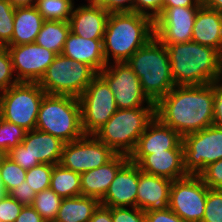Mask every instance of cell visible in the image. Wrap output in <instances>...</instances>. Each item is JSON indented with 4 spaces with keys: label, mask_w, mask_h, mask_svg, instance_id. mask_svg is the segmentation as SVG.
<instances>
[{
    "label": "cell",
    "mask_w": 222,
    "mask_h": 222,
    "mask_svg": "<svg viewBox=\"0 0 222 222\" xmlns=\"http://www.w3.org/2000/svg\"><path fill=\"white\" fill-rule=\"evenodd\" d=\"M216 82L175 86L155 104V116L181 137L214 123Z\"/></svg>",
    "instance_id": "cell-1"
},
{
    "label": "cell",
    "mask_w": 222,
    "mask_h": 222,
    "mask_svg": "<svg viewBox=\"0 0 222 222\" xmlns=\"http://www.w3.org/2000/svg\"><path fill=\"white\" fill-rule=\"evenodd\" d=\"M175 86L206 85L222 80V54L194 41L164 44Z\"/></svg>",
    "instance_id": "cell-2"
},
{
    "label": "cell",
    "mask_w": 222,
    "mask_h": 222,
    "mask_svg": "<svg viewBox=\"0 0 222 222\" xmlns=\"http://www.w3.org/2000/svg\"><path fill=\"white\" fill-rule=\"evenodd\" d=\"M152 37L154 21L150 17L136 12L109 13L102 41L106 63L126 62Z\"/></svg>",
    "instance_id": "cell-3"
},
{
    "label": "cell",
    "mask_w": 222,
    "mask_h": 222,
    "mask_svg": "<svg viewBox=\"0 0 222 222\" xmlns=\"http://www.w3.org/2000/svg\"><path fill=\"white\" fill-rule=\"evenodd\" d=\"M148 99L156 104L175 87L166 46L155 36L126 61Z\"/></svg>",
    "instance_id": "cell-4"
},
{
    "label": "cell",
    "mask_w": 222,
    "mask_h": 222,
    "mask_svg": "<svg viewBox=\"0 0 222 222\" xmlns=\"http://www.w3.org/2000/svg\"><path fill=\"white\" fill-rule=\"evenodd\" d=\"M155 117V107L117 109L93 135L116 154L130 156L138 139Z\"/></svg>",
    "instance_id": "cell-5"
},
{
    "label": "cell",
    "mask_w": 222,
    "mask_h": 222,
    "mask_svg": "<svg viewBox=\"0 0 222 222\" xmlns=\"http://www.w3.org/2000/svg\"><path fill=\"white\" fill-rule=\"evenodd\" d=\"M64 143L82 138L81 107L77 97L46 94L41 102L36 128Z\"/></svg>",
    "instance_id": "cell-6"
},
{
    "label": "cell",
    "mask_w": 222,
    "mask_h": 222,
    "mask_svg": "<svg viewBox=\"0 0 222 222\" xmlns=\"http://www.w3.org/2000/svg\"><path fill=\"white\" fill-rule=\"evenodd\" d=\"M97 74L86 63L58 54L38 84L46 94L79 98Z\"/></svg>",
    "instance_id": "cell-7"
},
{
    "label": "cell",
    "mask_w": 222,
    "mask_h": 222,
    "mask_svg": "<svg viewBox=\"0 0 222 222\" xmlns=\"http://www.w3.org/2000/svg\"><path fill=\"white\" fill-rule=\"evenodd\" d=\"M45 91L38 82H19L0 93V117L30 131L36 128Z\"/></svg>",
    "instance_id": "cell-8"
},
{
    "label": "cell",
    "mask_w": 222,
    "mask_h": 222,
    "mask_svg": "<svg viewBox=\"0 0 222 222\" xmlns=\"http://www.w3.org/2000/svg\"><path fill=\"white\" fill-rule=\"evenodd\" d=\"M184 169L199 175L209 164L222 159V127L212 124L182 137Z\"/></svg>",
    "instance_id": "cell-9"
},
{
    "label": "cell",
    "mask_w": 222,
    "mask_h": 222,
    "mask_svg": "<svg viewBox=\"0 0 222 222\" xmlns=\"http://www.w3.org/2000/svg\"><path fill=\"white\" fill-rule=\"evenodd\" d=\"M78 99L81 107V125L85 135H93L117 111L113 92L99 73Z\"/></svg>",
    "instance_id": "cell-10"
},
{
    "label": "cell",
    "mask_w": 222,
    "mask_h": 222,
    "mask_svg": "<svg viewBox=\"0 0 222 222\" xmlns=\"http://www.w3.org/2000/svg\"><path fill=\"white\" fill-rule=\"evenodd\" d=\"M208 186L199 175L172 181L169 208L185 222H202Z\"/></svg>",
    "instance_id": "cell-11"
},
{
    "label": "cell",
    "mask_w": 222,
    "mask_h": 222,
    "mask_svg": "<svg viewBox=\"0 0 222 222\" xmlns=\"http://www.w3.org/2000/svg\"><path fill=\"white\" fill-rule=\"evenodd\" d=\"M99 74L110 86L117 109L155 107L142 91L138 76L126 62L107 64Z\"/></svg>",
    "instance_id": "cell-12"
},
{
    "label": "cell",
    "mask_w": 222,
    "mask_h": 222,
    "mask_svg": "<svg viewBox=\"0 0 222 222\" xmlns=\"http://www.w3.org/2000/svg\"><path fill=\"white\" fill-rule=\"evenodd\" d=\"M116 153L94 135L64 144L59 164L77 173L101 167L109 162Z\"/></svg>",
    "instance_id": "cell-13"
},
{
    "label": "cell",
    "mask_w": 222,
    "mask_h": 222,
    "mask_svg": "<svg viewBox=\"0 0 222 222\" xmlns=\"http://www.w3.org/2000/svg\"><path fill=\"white\" fill-rule=\"evenodd\" d=\"M201 6L163 7L154 20V36L163 44L191 41L194 21Z\"/></svg>",
    "instance_id": "cell-14"
},
{
    "label": "cell",
    "mask_w": 222,
    "mask_h": 222,
    "mask_svg": "<svg viewBox=\"0 0 222 222\" xmlns=\"http://www.w3.org/2000/svg\"><path fill=\"white\" fill-rule=\"evenodd\" d=\"M19 82H39L57 54L36 43L6 45Z\"/></svg>",
    "instance_id": "cell-15"
},
{
    "label": "cell",
    "mask_w": 222,
    "mask_h": 222,
    "mask_svg": "<svg viewBox=\"0 0 222 222\" xmlns=\"http://www.w3.org/2000/svg\"><path fill=\"white\" fill-rule=\"evenodd\" d=\"M164 150H183L182 137L155 116L139 137L129 160L137 164L145 155Z\"/></svg>",
    "instance_id": "cell-16"
},
{
    "label": "cell",
    "mask_w": 222,
    "mask_h": 222,
    "mask_svg": "<svg viewBox=\"0 0 222 222\" xmlns=\"http://www.w3.org/2000/svg\"><path fill=\"white\" fill-rule=\"evenodd\" d=\"M138 165L130 160L117 172L100 204L106 207H136Z\"/></svg>",
    "instance_id": "cell-17"
},
{
    "label": "cell",
    "mask_w": 222,
    "mask_h": 222,
    "mask_svg": "<svg viewBox=\"0 0 222 222\" xmlns=\"http://www.w3.org/2000/svg\"><path fill=\"white\" fill-rule=\"evenodd\" d=\"M172 180L145 173L138 166L136 207L153 212L169 208Z\"/></svg>",
    "instance_id": "cell-18"
},
{
    "label": "cell",
    "mask_w": 222,
    "mask_h": 222,
    "mask_svg": "<svg viewBox=\"0 0 222 222\" xmlns=\"http://www.w3.org/2000/svg\"><path fill=\"white\" fill-rule=\"evenodd\" d=\"M108 17L109 12L100 5H74L70 32L86 39H103Z\"/></svg>",
    "instance_id": "cell-19"
},
{
    "label": "cell",
    "mask_w": 222,
    "mask_h": 222,
    "mask_svg": "<svg viewBox=\"0 0 222 222\" xmlns=\"http://www.w3.org/2000/svg\"><path fill=\"white\" fill-rule=\"evenodd\" d=\"M129 161V156L116 154L101 167L80 174L81 195L101 201L107 193L110 183L117 172Z\"/></svg>",
    "instance_id": "cell-20"
},
{
    "label": "cell",
    "mask_w": 222,
    "mask_h": 222,
    "mask_svg": "<svg viewBox=\"0 0 222 222\" xmlns=\"http://www.w3.org/2000/svg\"><path fill=\"white\" fill-rule=\"evenodd\" d=\"M21 143L30 155L31 168L40 163L59 164L65 144L61 139L37 129L27 131Z\"/></svg>",
    "instance_id": "cell-21"
},
{
    "label": "cell",
    "mask_w": 222,
    "mask_h": 222,
    "mask_svg": "<svg viewBox=\"0 0 222 222\" xmlns=\"http://www.w3.org/2000/svg\"><path fill=\"white\" fill-rule=\"evenodd\" d=\"M140 170L158 177L176 180L187 176L183 150H164L145 155L138 163Z\"/></svg>",
    "instance_id": "cell-22"
},
{
    "label": "cell",
    "mask_w": 222,
    "mask_h": 222,
    "mask_svg": "<svg viewBox=\"0 0 222 222\" xmlns=\"http://www.w3.org/2000/svg\"><path fill=\"white\" fill-rule=\"evenodd\" d=\"M102 41L103 39H86L70 32L62 54L72 60L86 63L99 73L107 65Z\"/></svg>",
    "instance_id": "cell-23"
},
{
    "label": "cell",
    "mask_w": 222,
    "mask_h": 222,
    "mask_svg": "<svg viewBox=\"0 0 222 222\" xmlns=\"http://www.w3.org/2000/svg\"><path fill=\"white\" fill-rule=\"evenodd\" d=\"M191 41L213 47L222 54V13L201 6L194 21Z\"/></svg>",
    "instance_id": "cell-24"
},
{
    "label": "cell",
    "mask_w": 222,
    "mask_h": 222,
    "mask_svg": "<svg viewBox=\"0 0 222 222\" xmlns=\"http://www.w3.org/2000/svg\"><path fill=\"white\" fill-rule=\"evenodd\" d=\"M44 21L35 6L16 7L14 13V31L12 39L7 45L35 43Z\"/></svg>",
    "instance_id": "cell-25"
},
{
    "label": "cell",
    "mask_w": 222,
    "mask_h": 222,
    "mask_svg": "<svg viewBox=\"0 0 222 222\" xmlns=\"http://www.w3.org/2000/svg\"><path fill=\"white\" fill-rule=\"evenodd\" d=\"M100 201L88 196L63 198L54 222H89Z\"/></svg>",
    "instance_id": "cell-26"
},
{
    "label": "cell",
    "mask_w": 222,
    "mask_h": 222,
    "mask_svg": "<svg viewBox=\"0 0 222 222\" xmlns=\"http://www.w3.org/2000/svg\"><path fill=\"white\" fill-rule=\"evenodd\" d=\"M69 33V21L45 20L35 43L57 55L62 54Z\"/></svg>",
    "instance_id": "cell-27"
},
{
    "label": "cell",
    "mask_w": 222,
    "mask_h": 222,
    "mask_svg": "<svg viewBox=\"0 0 222 222\" xmlns=\"http://www.w3.org/2000/svg\"><path fill=\"white\" fill-rule=\"evenodd\" d=\"M49 188L62 198L81 196L80 173L54 165Z\"/></svg>",
    "instance_id": "cell-28"
},
{
    "label": "cell",
    "mask_w": 222,
    "mask_h": 222,
    "mask_svg": "<svg viewBox=\"0 0 222 222\" xmlns=\"http://www.w3.org/2000/svg\"><path fill=\"white\" fill-rule=\"evenodd\" d=\"M74 0H37L35 7L44 20L69 21Z\"/></svg>",
    "instance_id": "cell-29"
},
{
    "label": "cell",
    "mask_w": 222,
    "mask_h": 222,
    "mask_svg": "<svg viewBox=\"0 0 222 222\" xmlns=\"http://www.w3.org/2000/svg\"><path fill=\"white\" fill-rule=\"evenodd\" d=\"M62 197L52 189L38 192L34 197L32 207L41 215L46 222H54L58 214Z\"/></svg>",
    "instance_id": "cell-30"
},
{
    "label": "cell",
    "mask_w": 222,
    "mask_h": 222,
    "mask_svg": "<svg viewBox=\"0 0 222 222\" xmlns=\"http://www.w3.org/2000/svg\"><path fill=\"white\" fill-rule=\"evenodd\" d=\"M26 171L7 155L1 160L0 180L6 194L25 181Z\"/></svg>",
    "instance_id": "cell-31"
},
{
    "label": "cell",
    "mask_w": 222,
    "mask_h": 222,
    "mask_svg": "<svg viewBox=\"0 0 222 222\" xmlns=\"http://www.w3.org/2000/svg\"><path fill=\"white\" fill-rule=\"evenodd\" d=\"M27 130L0 117V150L7 154L25 138Z\"/></svg>",
    "instance_id": "cell-32"
},
{
    "label": "cell",
    "mask_w": 222,
    "mask_h": 222,
    "mask_svg": "<svg viewBox=\"0 0 222 222\" xmlns=\"http://www.w3.org/2000/svg\"><path fill=\"white\" fill-rule=\"evenodd\" d=\"M51 164H39L26 171L25 180L28 186L36 193L49 189L53 171Z\"/></svg>",
    "instance_id": "cell-33"
},
{
    "label": "cell",
    "mask_w": 222,
    "mask_h": 222,
    "mask_svg": "<svg viewBox=\"0 0 222 222\" xmlns=\"http://www.w3.org/2000/svg\"><path fill=\"white\" fill-rule=\"evenodd\" d=\"M15 7L8 0H0V47L12 39Z\"/></svg>",
    "instance_id": "cell-34"
},
{
    "label": "cell",
    "mask_w": 222,
    "mask_h": 222,
    "mask_svg": "<svg viewBox=\"0 0 222 222\" xmlns=\"http://www.w3.org/2000/svg\"><path fill=\"white\" fill-rule=\"evenodd\" d=\"M202 222H222V190L208 188Z\"/></svg>",
    "instance_id": "cell-35"
},
{
    "label": "cell",
    "mask_w": 222,
    "mask_h": 222,
    "mask_svg": "<svg viewBox=\"0 0 222 222\" xmlns=\"http://www.w3.org/2000/svg\"><path fill=\"white\" fill-rule=\"evenodd\" d=\"M17 83L10 53L7 47H0V93Z\"/></svg>",
    "instance_id": "cell-36"
},
{
    "label": "cell",
    "mask_w": 222,
    "mask_h": 222,
    "mask_svg": "<svg viewBox=\"0 0 222 222\" xmlns=\"http://www.w3.org/2000/svg\"><path fill=\"white\" fill-rule=\"evenodd\" d=\"M112 222H145V211L137 207H111Z\"/></svg>",
    "instance_id": "cell-37"
},
{
    "label": "cell",
    "mask_w": 222,
    "mask_h": 222,
    "mask_svg": "<svg viewBox=\"0 0 222 222\" xmlns=\"http://www.w3.org/2000/svg\"><path fill=\"white\" fill-rule=\"evenodd\" d=\"M199 176L208 188L222 190V159L209 164Z\"/></svg>",
    "instance_id": "cell-38"
},
{
    "label": "cell",
    "mask_w": 222,
    "mask_h": 222,
    "mask_svg": "<svg viewBox=\"0 0 222 222\" xmlns=\"http://www.w3.org/2000/svg\"><path fill=\"white\" fill-rule=\"evenodd\" d=\"M23 206L6 194L0 199V222H15Z\"/></svg>",
    "instance_id": "cell-39"
},
{
    "label": "cell",
    "mask_w": 222,
    "mask_h": 222,
    "mask_svg": "<svg viewBox=\"0 0 222 222\" xmlns=\"http://www.w3.org/2000/svg\"><path fill=\"white\" fill-rule=\"evenodd\" d=\"M163 10V0H133V12L150 17L153 21Z\"/></svg>",
    "instance_id": "cell-40"
},
{
    "label": "cell",
    "mask_w": 222,
    "mask_h": 222,
    "mask_svg": "<svg viewBox=\"0 0 222 222\" xmlns=\"http://www.w3.org/2000/svg\"><path fill=\"white\" fill-rule=\"evenodd\" d=\"M35 190L31 189L27 181L25 180L21 185H18L16 188H13L8 195L17 200L19 203L25 205H32L34 197L36 196Z\"/></svg>",
    "instance_id": "cell-41"
},
{
    "label": "cell",
    "mask_w": 222,
    "mask_h": 222,
    "mask_svg": "<svg viewBox=\"0 0 222 222\" xmlns=\"http://www.w3.org/2000/svg\"><path fill=\"white\" fill-rule=\"evenodd\" d=\"M145 222H185L177 214H175L170 208L145 212Z\"/></svg>",
    "instance_id": "cell-42"
},
{
    "label": "cell",
    "mask_w": 222,
    "mask_h": 222,
    "mask_svg": "<svg viewBox=\"0 0 222 222\" xmlns=\"http://www.w3.org/2000/svg\"><path fill=\"white\" fill-rule=\"evenodd\" d=\"M6 155L23 169H31L30 155L22 143L12 148Z\"/></svg>",
    "instance_id": "cell-43"
},
{
    "label": "cell",
    "mask_w": 222,
    "mask_h": 222,
    "mask_svg": "<svg viewBox=\"0 0 222 222\" xmlns=\"http://www.w3.org/2000/svg\"><path fill=\"white\" fill-rule=\"evenodd\" d=\"M99 5L109 13L133 12V0H103Z\"/></svg>",
    "instance_id": "cell-44"
},
{
    "label": "cell",
    "mask_w": 222,
    "mask_h": 222,
    "mask_svg": "<svg viewBox=\"0 0 222 222\" xmlns=\"http://www.w3.org/2000/svg\"><path fill=\"white\" fill-rule=\"evenodd\" d=\"M15 222H46L41 215L31 206H23Z\"/></svg>",
    "instance_id": "cell-45"
},
{
    "label": "cell",
    "mask_w": 222,
    "mask_h": 222,
    "mask_svg": "<svg viewBox=\"0 0 222 222\" xmlns=\"http://www.w3.org/2000/svg\"><path fill=\"white\" fill-rule=\"evenodd\" d=\"M214 125L222 127V80L216 82Z\"/></svg>",
    "instance_id": "cell-46"
},
{
    "label": "cell",
    "mask_w": 222,
    "mask_h": 222,
    "mask_svg": "<svg viewBox=\"0 0 222 222\" xmlns=\"http://www.w3.org/2000/svg\"><path fill=\"white\" fill-rule=\"evenodd\" d=\"M89 222H112L111 207L99 205Z\"/></svg>",
    "instance_id": "cell-47"
},
{
    "label": "cell",
    "mask_w": 222,
    "mask_h": 222,
    "mask_svg": "<svg viewBox=\"0 0 222 222\" xmlns=\"http://www.w3.org/2000/svg\"><path fill=\"white\" fill-rule=\"evenodd\" d=\"M202 6L200 0H163V7Z\"/></svg>",
    "instance_id": "cell-48"
},
{
    "label": "cell",
    "mask_w": 222,
    "mask_h": 222,
    "mask_svg": "<svg viewBox=\"0 0 222 222\" xmlns=\"http://www.w3.org/2000/svg\"><path fill=\"white\" fill-rule=\"evenodd\" d=\"M203 7L222 13V0H200Z\"/></svg>",
    "instance_id": "cell-49"
},
{
    "label": "cell",
    "mask_w": 222,
    "mask_h": 222,
    "mask_svg": "<svg viewBox=\"0 0 222 222\" xmlns=\"http://www.w3.org/2000/svg\"><path fill=\"white\" fill-rule=\"evenodd\" d=\"M8 1L16 8V7L35 6L37 0H8Z\"/></svg>",
    "instance_id": "cell-50"
},
{
    "label": "cell",
    "mask_w": 222,
    "mask_h": 222,
    "mask_svg": "<svg viewBox=\"0 0 222 222\" xmlns=\"http://www.w3.org/2000/svg\"><path fill=\"white\" fill-rule=\"evenodd\" d=\"M103 0H87L88 5H99Z\"/></svg>",
    "instance_id": "cell-51"
},
{
    "label": "cell",
    "mask_w": 222,
    "mask_h": 222,
    "mask_svg": "<svg viewBox=\"0 0 222 222\" xmlns=\"http://www.w3.org/2000/svg\"><path fill=\"white\" fill-rule=\"evenodd\" d=\"M5 195H6V192H5L4 188H3V185L1 184V180H0V199L2 197H4Z\"/></svg>",
    "instance_id": "cell-52"
},
{
    "label": "cell",
    "mask_w": 222,
    "mask_h": 222,
    "mask_svg": "<svg viewBox=\"0 0 222 222\" xmlns=\"http://www.w3.org/2000/svg\"><path fill=\"white\" fill-rule=\"evenodd\" d=\"M6 156V154H4L1 150H0V164H1V160Z\"/></svg>",
    "instance_id": "cell-53"
}]
</instances>
